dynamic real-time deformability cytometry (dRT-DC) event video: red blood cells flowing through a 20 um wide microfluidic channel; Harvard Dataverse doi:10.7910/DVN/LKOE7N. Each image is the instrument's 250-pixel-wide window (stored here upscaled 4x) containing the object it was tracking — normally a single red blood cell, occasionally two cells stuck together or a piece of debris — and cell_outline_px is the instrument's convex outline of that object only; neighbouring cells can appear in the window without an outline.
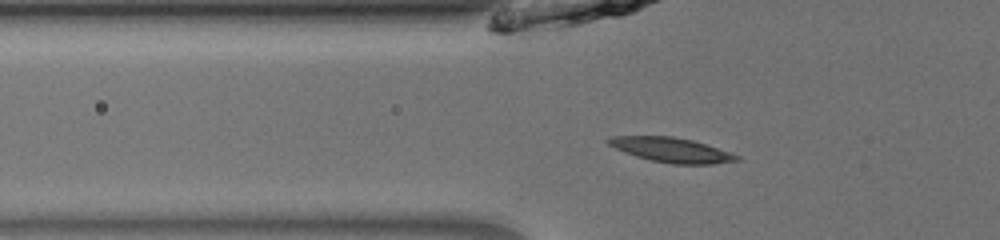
{"species": "common noctule bat (a hibernating species)", "species_latin": "Nyctalus noctula", "temperature_condition": "room temperature", "stored_images_in_passage": 52, "camera_frame_rate_fps": 3000, "um_per_image_px": 0.085, "animal": {"sex": "male", "body_mass_g": 13.0, "forearm_length_mm": 53.1}, "frame": {"image": 1, "passage_image": 19, "time_ms": 6.0, "image_size_px": [1000, 240], "cell_outline_px": [[740, 160], [712, 164], [672, 164], [652, 160], [636, 156], [624, 152], [608, 144], [604, 140], [608, 136], [672, 136], [692, 140], [740, 156]], "centroid_in_image_um": [57.02, 12.74], "position_along_channel_um": 68.8, "area_um2": 18.26}}
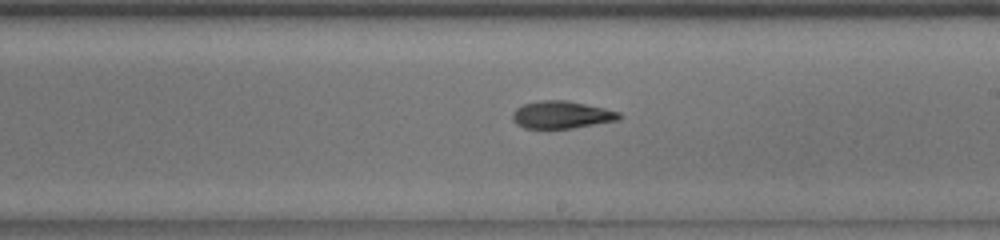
{"frame": {"image": 2, "passage_image": 32, "time_ms": 10.333, "image_size_px": [1000, 240], "cell_outline_px": [[620, 120], [572, 128], [524, 128], [516, 124], [512, 120], [512, 112], [516, 108], [524, 104], [540, 100], [568, 100], [604, 108], [620, 112]], "centroid_in_image_um": [47.72, 9.75], "position_along_channel_um": 241.3, "area_um2": 17.11}}
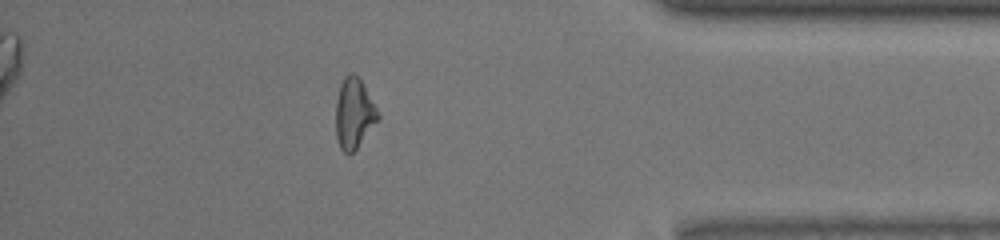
{"frame": {"image": 3, "passage_image": 46, "time_ms": 15.0, "image_size_px": [1000, 240], "cell_outline_px": [[380, 116], [356, 148], [352, 152], [344, 152], [340, 148], [336, 136], [336, 100], [340, 84], [344, 76], [348, 72], [352, 72], [360, 80], [376, 108]], "centroid_in_image_um": [30.05, 9.61], "position_along_channel_um": 405.2, "area_um2": 16.76}, "authors_computed_cell_mechanics": {"area_um2": 17.4267, "velocity_mm_per_s": 4.0112, "shape_relaxation_time_tau1_ms": 8.0627, "shape_relaxation_time_tau2_ms": 4.5473, "deformation_change_tau1": 0.2305, "deformation_change_tau2": 0.0894}}